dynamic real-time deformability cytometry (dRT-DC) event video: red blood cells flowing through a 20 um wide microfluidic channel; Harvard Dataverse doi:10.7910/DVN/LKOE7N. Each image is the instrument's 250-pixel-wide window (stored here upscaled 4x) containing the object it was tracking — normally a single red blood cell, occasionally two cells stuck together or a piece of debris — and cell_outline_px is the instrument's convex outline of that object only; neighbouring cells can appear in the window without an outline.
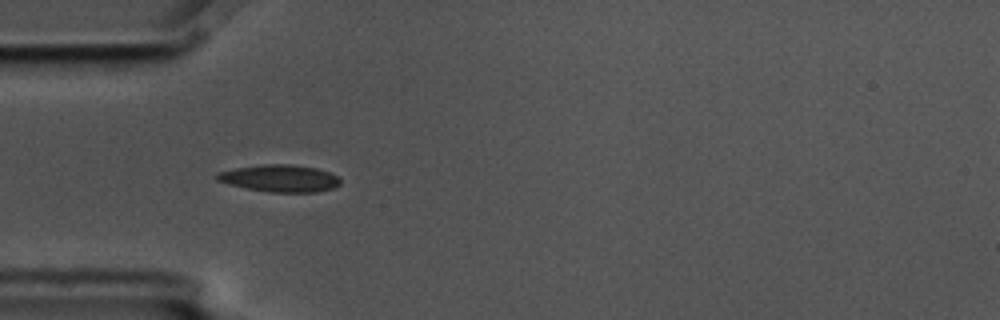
{"species": "common noctule bat (a hibernating species)", "species_latin": "Nyctalus noctula", "temperature_condition": "cold", "stored_images_in_passage": 2, "camera_frame_rate_fps": 3000, "um_per_image_px": 0.085, "animal": {"sex": "male", "body_mass_g": 17.5, "forearm_length_mm": 52.3}, "frame": {"image": 1, "passage_image": 1, "time_ms": 0.0, "image_size_px": [1000, 320], "cell_outline_px": [[340, 184], [332, 188], [316, 192], [268, 192], [228, 184], [216, 180], [216, 172], [236, 168], [260, 164], [292, 164], [316, 168], [340, 176]], "centroid_in_image_um": [23.78, 15.15], "position_along_channel_um": 61.2, "area_um2": 19.54}}